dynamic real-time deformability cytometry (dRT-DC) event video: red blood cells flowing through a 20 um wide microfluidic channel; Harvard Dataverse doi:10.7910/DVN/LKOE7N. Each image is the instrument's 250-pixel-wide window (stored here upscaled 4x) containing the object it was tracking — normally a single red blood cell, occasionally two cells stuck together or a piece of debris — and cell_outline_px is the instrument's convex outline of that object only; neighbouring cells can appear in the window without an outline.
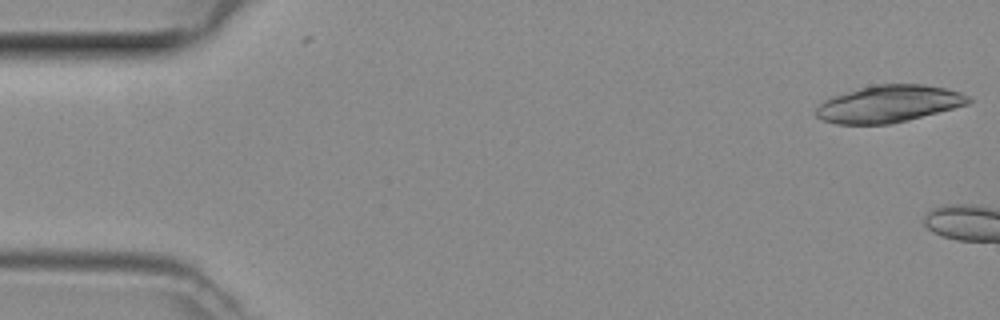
{"species": "common noctule bat (a hibernating species)", "species_latin": "Nyctalus noctula", "temperature_condition": "room temperature", "stored_images_in_passage": 4, "camera_frame_rate_fps": 3000, "um_per_image_px": 0.085, "animal": {"sex": "female", "body_mass_g": 29.2, "forearm_length_mm": 56.3}, "frame": {"image": 1, "passage_image": 1, "time_ms": 0.0, "image_size_px": [1000, 320], "cell_outline_px": [[972, 100], [968, 104], [908, 120], [888, 124], [836, 124], [824, 120], [816, 116], [816, 108], [824, 100], [832, 96], [860, 88], [876, 84], [924, 84], [944, 88], [960, 92], [968, 96]], "centroid_in_image_um": [75.54, 8.82], "position_along_channel_um": 9.5, "area_um2": 32.66}}